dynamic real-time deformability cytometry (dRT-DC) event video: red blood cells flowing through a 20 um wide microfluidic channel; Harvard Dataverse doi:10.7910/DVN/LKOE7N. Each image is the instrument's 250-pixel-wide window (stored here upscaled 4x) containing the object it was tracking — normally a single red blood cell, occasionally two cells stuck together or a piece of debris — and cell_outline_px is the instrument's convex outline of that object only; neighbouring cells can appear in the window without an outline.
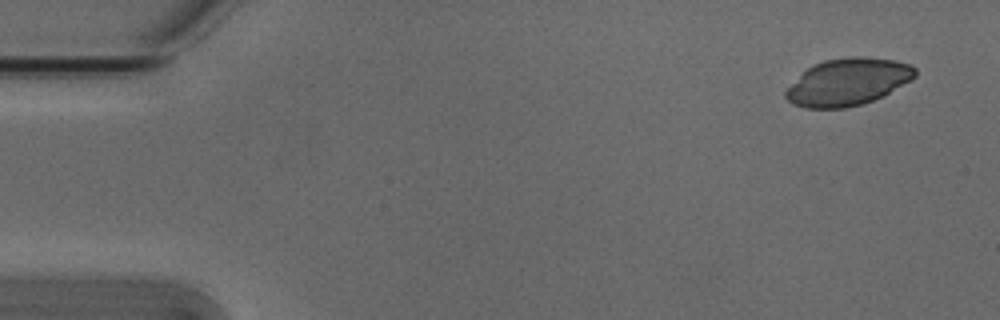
{"species": "Egyptian fruit bat (a non-hibernating species)", "species_latin": "Rousettus aegyptiacus", "temperature_condition": "cold", "stored_images_in_passage": 13, "camera_frame_rate_fps": 3000, "um_per_image_px": 0.085, "animal": {"sex": "male"}, "frame": {"image": 1, "passage_image": 1, "time_ms": 0.0, "image_size_px": [1000, 320], "cell_outline_px": [[916, 76], [912, 80], [884, 96], [864, 104], [844, 108], [804, 108], [792, 104], [784, 96], [784, 92], [812, 64], [824, 60], [848, 56], [860, 56], [892, 60], [912, 64], [916, 68]], "centroid_in_image_um": [72.1, 6.97], "position_along_channel_um": 12.9, "area_um2": 35.66}}